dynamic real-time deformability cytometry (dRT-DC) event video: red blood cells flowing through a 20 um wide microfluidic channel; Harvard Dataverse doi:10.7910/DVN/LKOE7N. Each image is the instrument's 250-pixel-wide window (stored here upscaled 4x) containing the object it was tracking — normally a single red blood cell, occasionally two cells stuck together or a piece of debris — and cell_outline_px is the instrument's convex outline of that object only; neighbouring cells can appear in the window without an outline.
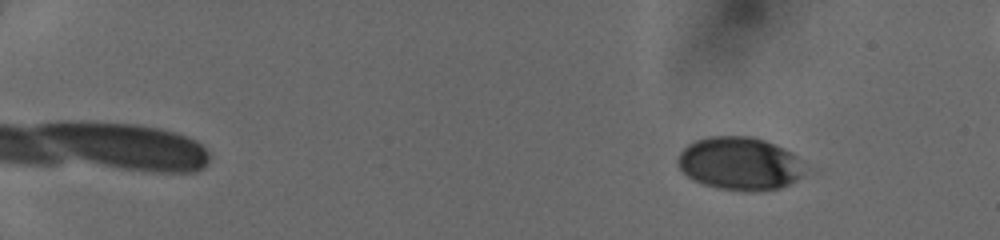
{"species": "human", "species_latin": "Homo sapiens", "temperature_condition": "cold", "stored_images_in_passage": 10, "camera_frame_rate_fps": 3000, "um_per_image_px": 0.085, "donor": {"sex": "female"}, "frame": {"image": 1, "passage_image": 2, "time_ms": 0.333, "image_size_px": [1000, 240], "cell_outline_px": [[808, 168], [796, 180], [780, 188], [752, 192], [744, 192], [720, 188], [704, 184], [692, 180], [676, 164], [676, 160], [680, 152], [688, 144], [696, 140], [708, 136], [752, 136], [764, 140], [796, 156], [808, 164]], "centroid_in_image_um": [62.88, 13.91], "position_along_channel_um": 22.1, "area_um2": 39.48}}